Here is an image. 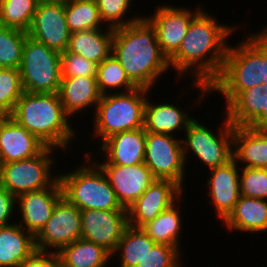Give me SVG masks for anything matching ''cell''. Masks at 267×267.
Masks as SVG:
<instances>
[{"label":"cell","mask_w":267,"mask_h":267,"mask_svg":"<svg viewBox=\"0 0 267 267\" xmlns=\"http://www.w3.org/2000/svg\"><path fill=\"white\" fill-rule=\"evenodd\" d=\"M239 27L219 24L202 9L191 20L179 49L169 59V66L175 69L178 80L186 74L195 78L193 86L200 87L201 92L197 104H202L203 97L210 93L209 85L219 76L224 64L230 43L227 38Z\"/></svg>","instance_id":"cell-1"},{"label":"cell","mask_w":267,"mask_h":267,"mask_svg":"<svg viewBox=\"0 0 267 267\" xmlns=\"http://www.w3.org/2000/svg\"><path fill=\"white\" fill-rule=\"evenodd\" d=\"M112 54L137 87L152 90L157 79L170 69L155 28L144 16L129 25L114 28Z\"/></svg>","instance_id":"cell-2"},{"label":"cell","mask_w":267,"mask_h":267,"mask_svg":"<svg viewBox=\"0 0 267 267\" xmlns=\"http://www.w3.org/2000/svg\"><path fill=\"white\" fill-rule=\"evenodd\" d=\"M10 116L47 147L57 150H67L77 134L58 93L24 91Z\"/></svg>","instance_id":"cell-3"},{"label":"cell","mask_w":267,"mask_h":267,"mask_svg":"<svg viewBox=\"0 0 267 267\" xmlns=\"http://www.w3.org/2000/svg\"><path fill=\"white\" fill-rule=\"evenodd\" d=\"M263 30L251 34L237 46H228L219 76L209 85L226 99V107L243 91L263 86Z\"/></svg>","instance_id":"cell-4"},{"label":"cell","mask_w":267,"mask_h":267,"mask_svg":"<svg viewBox=\"0 0 267 267\" xmlns=\"http://www.w3.org/2000/svg\"><path fill=\"white\" fill-rule=\"evenodd\" d=\"M92 155L94 154L85 153L86 165L78 166L69 173L58 174L63 197L79 210H127L119 203L108 179L96 162L94 163Z\"/></svg>","instance_id":"cell-5"},{"label":"cell","mask_w":267,"mask_h":267,"mask_svg":"<svg viewBox=\"0 0 267 267\" xmlns=\"http://www.w3.org/2000/svg\"><path fill=\"white\" fill-rule=\"evenodd\" d=\"M151 90L137 87L129 92H110L102 95L96 106L94 137L103 143L108 137L124 131L144 128V116L147 93Z\"/></svg>","instance_id":"cell-6"},{"label":"cell","mask_w":267,"mask_h":267,"mask_svg":"<svg viewBox=\"0 0 267 267\" xmlns=\"http://www.w3.org/2000/svg\"><path fill=\"white\" fill-rule=\"evenodd\" d=\"M20 75L24 91L30 93H58L61 75V53L48 48L30 36L22 50Z\"/></svg>","instance_id":"cell-7"},{"label":"cell","mask_w":267,"mask_h":267,"mask_svg":"<svg viewBox=\"0 0 267 267\" xmlns=\"http://www.w3.org/2000/svg\"><path fill=\"white\" fill-rule=\"evenodd\" d=\"M225 116L224 125L218 127V133H214L213 129L207 128L195 118L189 123L184 132L186 139H182L185 164L189 161L187 157L189 151L209 169L225 165L233 159L234 126L227 115Z\"/></svg>","instance_id":"cell-8"},{"label":"cell","mask_w":267,"mask_h":267,"mask_svg":"<svg viewBox=\"0 0 267 267\" xmlns=\"http://www.w3.org/2000/svg\"><path fill=\"white\" fill-rule=\"evenodd\" d=\"M54 150L56 149L46 146L34 157L1 164L0 185L15 197L50 187L58 179V174L52 176L51 169L55 163L54 156H51Z\"/></svg>","instance_id":"cell-9"},{"label":"cell","mask_w":267,"mask_h":267,"mask_svg":"<svg viewBox=\"0 0 267 267\" xmlns=\"http://www.w3.org/2000/svg\"><path fill=\"white\" fill-rule=\"evenodd\" d=\"M144 164L159 180H172L184 187L185 160L182 139L170 134L146 132Z\"/></svg>","instance_id":"cell-10"},{"label":"cell","mask_w":267,"mask_h":267,"mask_svg":"<svg viewBox=\"0 0 267 267\" xmlns=\"http://www.w3.org/2000/svg\"><path fill=\"white\" fill-rule=\"evenodd\" d=\"M81 230V210L62 197L46 225L35 236L36 249L58 253L63 247L81 238Z\"/></svg>","instance_id":"cell-11"},{"label":"cell","mask_w":267,"mask_h":267,"mask_svg":"<svg viewBox=\"0 0 267 267\" xmlns=\"http://www.w3.org/2000/svg\"><path fill=\"white\" fill-rule=\"evenodd\" d=\"M201 7H196V11L191 12L187 7H173L162 4L151 16H144L155 28L157 41L162 53L169 60L179 49L182 40L187 34L191 20L201 11Z\"/></svg>","instance_id":"cell-12"},{"label":"cell","mask_w":267,"mask_h":267,"mask_svg":"<svg viewBox=\"0 0 267 267\" xmlns=\"http://www.w3.org/2000/svg\"><path fill=\"white\" fill-rule=\"evenodd\" d=\"M81 238L115 252L128 224L127 210H81Z\"/></svg>","instance_id":"cell-13"},{"label":"cell","mask_w":267,"mask_h":267,"mask_svg":"<svg viewBox=\"0 0 267 267\" xmlns=\"http://www.w3.org/2000/svg\"><path fill=\"white\" fill-rule=\"evenodd\" d=\"M28 36L60 53L67 50L70 31L65 15V2L40 1Z\"/></svg>","instance_id":"cell-14"},{"label":"cell","mask_w":267,"mask_h":267,"mask_svg":"<svg viewBox=\"0 0 267 267\" xmlns=\"http://www.w3.org/2000/svg\"><path fill=\"white\" fill-rule=\"evenodd\" d=\"M182 190L183 188L172 180L156 179L127 209L128 224L141 228L154 220L162 211L181 200L184 192Z\"/></svg>","instance_id":"cell-15"},{"label":"cell","mask_w":267,"mask_h":267,"mask_svg":"<svg viewBox=\"0 0 267 267\" xmlns=\"http://www.w3.org/2000/svg\"><path fill=\"white\" fill-rule=\"evenodd\" d=\"M96 164L105 174L119 203L125 209H128L156 180L144 163L133 166L99 164V162Z\"/></svg>","instance_id":"cell-16"},{"label":"cell","mask_w":267,"mask_h":267,"mask_svg":"<svg viewBox=\"0 0 267 267\" xmlns=\"http://www.w3.org/2000/svg\"><path fill=\"white\" fill-rule=\"evenodd\" d=\"M63 197L59 179L50 187L38 191L25 192L16 197L20 217L17 223L36 236L46 225L56 203Z\"/></svg>","instance_id":"cell-17"},{"label":"cell","mask_w":267,"mask_h":267,"mask_svg":"<svg viewBox=\"0 0 267 267\" xmlns=\"http://www.w3.org/2000/svg\"><path fill=\"white\" fill-rule=\"evenodd\" d=\"M234 159L225 165L210 169V178L207 180L209 203L215 206L216 213L222 221L234 209L239 200L240 193V169Z\"/></svg>","instance_id":"cell-18"},{"label":"cell","mask_w":267,"mask_h":267,"mask_svg":"<svg viewBox=\"0 0 267 267\" xmlns=\"http://www.w3.org/2000/svg\"><path fill=\"white\" fill-rule=\"evenodd\" d=\"M46 145L10 115L0 116L1 163L21 161L38 155Z\"/></svg>","instance_id":"cell-19"},{"label":"cell","mask_w":267,"mask_h":267,"mask_svg":"<svg viewBox=\"0 0 267 267\" xmlns=\"http://www.w3.org/2000/svg\"><path fill=\"white\" fill-rule=\"evenodd\" d=\"M100 145L104 161L100 164L133 166L144 163L146 131L144 128L124 131L108 137ZM106 159V160H105Z\"/></svg>","instance_id":"cell-20"},{"label":"cell","mask_w":267,"mask_h":267,"mask_svg":"<svg viewBox=\"0 0 267 267\" xmlns=\"http://www.w3.org/2000/svg\"><path fill=\"white\" fill-rule=\"evenodd\" d=\"M58 94L69 117L89 107L96 109L102 97L96 77L88 76L62 77Z\"/></svg>","instance_id":"cell-21"},{"label":"cell","mask_w":267,"mask_h":267,"mask_svg":"<svg viewBox=\"0 0 267 267\" xmlns=\"http://www.w3.org/2000/svg\"><path fill=\"white\" fill-rule=\"evenodd\" d=\"M233 159L242 167L267 169V131L234 126Z\"/></svg>","instance_id":"cell-22"},{"label":"cell","mask_w":267,"mask_h":267,"mask_svg":"<svg viewBox=\"0 0 267 267\" xmlns=\"http://www.w3.org/2000/svg\"><path fill=\"white\" fill-rule=\"evenodd\" d=\"M36 250L35 236L20 224L0 227V267H20Z\"/></svg>","instance_id":"cell-23"},{"label":"cell","mask_w":267,"mask_h":267,"mask_svg":"<svg viewBox=\"0 0 267 267\" xmlns=\"http://www.w3.org/2000/svg\"><path fill=\"white\" fill-rule=\"evenodd\" d=\"M181 110L178 105L168 102L153 103L147 99L145 105L144 129L146 132L170 134L175 131H185L194 119L188 111Z\"/></svg>","instance_id":"cell-24"},{"label":"cell","mask_w":267,"mask_h":267,"mask_svg":"<svg viewBox=\"0 0 267 267\" xmlns=\"http://www.w3.org/2000/svg\"><path fill=\"white\" fill-rule=\"evenodd\" d=\"M227 229L261 233L267 231V200L240 196L223 221Z\"/></svg>","instance_id":"cell-25"},{"label":"cell","mask_w":267,"mask_h":267,"mask_svg":"<svg viewBox=\"0 0 267 267\" xmlns=\"http://www.w3.org/2000/svg\"><path fill=\"white\" fill-rule=\"evenodd\" d=\"M106 29L83 30L71 33L67 51L83 56L99 65L112 54L114 29L107 26Z\"/></svg>","instance_id":"cell-26"},{"label":"cell","mask_w":267,"mask_h":267,"mask_svg":"<svg viewBox=\"0 0 267 267\" xmlns=\"http://www.w3.org/2000/svg\"><path fill=\"white\" fill-rule=\"evenodd\" d=\"M57 255L63 267H106L112 260L107 250L83 238L63 247Z\"/></svg>","instance_id":"cell-27"},{"label":"cell","mask_w":267,"mask_h":267,"mask_svg":"<svg viewBox=\"0 0 267 267\" xmlns=\"http://www.w3.org/2000/svg\"><path fill=\"white\" fill-rule=\"evenodd\" d=\"M178 203H174L168 209L162 211L154 220L149 221L141 228L142 230L158 244H166L176 247L179 251L182 239L180 231L182 228V220ZM178 206V207H177Z\"/></svg>","instance_id":"cell-28"},{"label":"cell","mask_w":267,"mask_h":267,"mask_svg":"<svg viewBox=\"0 0 267 267\" xmlns=\"http://www.w3.org/2000/svg\"><path fill=\"white\" fill-rule=\"evenodd\" d=\"M263 86H254L241 92L226 108L233 126L249 127L262 114Z\"/></svg>","instance_id":"cell-29"},{"label":"cell","mask_w":267,"mask_h":267,"mask_svg":"<svg viewBox=\"0 0 267 267\" xmlns=\"http://www.w3.org/2000/svg\"><path fill=\"white\" fill-rule=\"evenodd\" d=\"M155 244L142 228L128 225L112 258L119 255L120 267H135Z\"/></svg>","instance_id":"cell-30"},{"label":"cell","mask_w":267,"mask_h":267,"mask_svg":"<svg viewBox=\"0 0 267 267\" xmlns=\"http://www.w3.org/2000/svg\"><path fill=\"white\" fill-rule=\"evenodd\" d=\"M65 15L70 33L105 28L95 0L66 1Z\"/></svg>","instance_id":"cell-31"},{"label":"cell","mask_w":267,"mask_h":267,"mask_svg":"<svg viewBox=\"0 0 267 267\" xmlns=\"http://www.w3.org/2000/svg\"><path fill=\"white\" fill-rule=\"evenodd\" d=\"M40 0H1L0 25L28 32Z\"/></svg>","instance_id":"cell-32"},{"label":"cell","mask_w":267,"mask_h":267,"mask_svg":"<svg viewBox=\"0 0 267 267\" xmlns=\"http://www.w3.org/2000/svg\"><path fill=\"white\" fill-rule=\"evenodd\" d=\"M96 80L102 95L109 94L111 89L119 91L123 87L124 89L122 88L120 93H124L137 88L113 54L98 65Z\"/></svg>","instance_id":"cell-33"},{"label":"cell","mask_w":267,"mask_h":267,"mask_svg":"<svg viewBox=\"0 0 267 267\" xmlns=\"http://www.w3.org/2000/svg\"><path fill=\"white\" fill-rule=\"evenodd\" d=\"M27 32L0 25V68L19 69Z\"/></svg>","instance_id":"cell-34"},{"label":"cell","mask_w":267,"mask_h":267,"mask_svg":"<svg viewBox=\"0 0 267 267\" xmlns=\"http://www.w3.org/2000/svg\"><path fill=\"white\" fill-rule=\"evenodd\" d=\"M23 93L20 70L0 68V116L11 115Z\"/></svg>","instance_id":"cell-35"},{"label":"cell","mask_w":267,"mask_h":267,"mask_svg":"<svg viewBox=\"0 0 267 267\" xmlns=\"http://www.w3.org/2000/svg\"><path fill=\"white\" fill-rule=\"evenodd\" d=\"M98 5L100 17L105 26L111 28H117L129 25L130 23L138 21L141 17L135 16L130 19H126V13L132 5V0H95ZM125 17V19H124Z\"/></svg>","instance_id":"cell-36"},{"label":"cell","mask_w":267,"mask_h":267,"mask_svg":"<svg viewBox=\"0 0 267 267\" xmlns=\"http://www.w3.org/2000/svg\"><path fill=\"white\" fill-rule=\"evenodd\" d=\"M240 173L241 196L267 199V169L242 167Z\"/></svg>","instance_id":"cell-37"},{"label":"cell","mask_w":267,"mask_h":267,"mask_svg":"<svg viewBox=\"0 0 267 267\" xmlns=\"http://www.w3.org/2000/svg\"><path fill=\"white\" fill-rule=\"evenodd\" d=\"M181 253L176 247L156 243L135 267H181Z\"/></svg>","instance_id":"cell-38"},{"label":"cell","mask_w":267,"mask_h":267,"mask_svg":"<svg viewBox=\"0 0 267 267\" xmlns=\"http://www.w3.org/2000/svg\"><path fill=\"white\" fill-rule=\"evenodd\" d=\"M98 64L83 56L73 54L65 50L61 53V75L62 77L97 76Z\"/></svg>","instance_id":"cell-39"},{"label":"cell","mask_w":267,"mask_h":267,"mask_svg":"<svg viewBox=\"0 0 267 267\" xmlns=\"http://www.w3.org/2000/svg\"><path fill=\"white\" fill-rule=\"evenodd\" d=\"M16 209V197L0 185V227L10 225L9 223ZM13 215V216H12Z\"/></svg>","instance_id":"cell-40"},{"label":"cell","mask_w":267,"mask_h":267,"mask_svg":"<svg viewBox=\"0 0 267 267\" xmlns=\"http://www.w3.org/2000/svg\"><path fill=\"white\" fill-rule=\"evenodd\" d=\"M57 253L36 250L20 267H58Z\"/></svg>","instance_id":"cell-41"},{"label":"cell","mask_w":267,"mask_h":267,"mask_svg":"<svg viewBox=\"0 0 267 267\" xmlns=\"http://www.w3.org/2000/svg\"><path fill=\"white\" fill-rule=\"evenodd\" d=\"M253 129L267 131V89L262 92V114L249 126Z\"/></svg>","instance_id":"cell-42"},{"label":"cell","mask_w":267,"mask_h":267,"mask_svg":"<svg viewBox=\"0 0 267 267\" xmlns=\"http://www.w3.org/2000/svg\"><path fill=\"white\" fill-rule=\"evenodd\" d=\"M263 87L267 89V25L263 27Z\"/></svg>","instance_id":"cell-43"},{"label":"cell","mask_w":267,"mask_h":267,"mask_svg":"<svg viewBox=\"0 0 267 267\" xmlns=\"http://www.w3.org/2000/svg\"><path fill=\"white\" fill-rule=\"evenodd\" d=\"M40 1L66 2V1H69V0H40Z\"/></svg>","instance_id":"cell-44"}]
</instances>
